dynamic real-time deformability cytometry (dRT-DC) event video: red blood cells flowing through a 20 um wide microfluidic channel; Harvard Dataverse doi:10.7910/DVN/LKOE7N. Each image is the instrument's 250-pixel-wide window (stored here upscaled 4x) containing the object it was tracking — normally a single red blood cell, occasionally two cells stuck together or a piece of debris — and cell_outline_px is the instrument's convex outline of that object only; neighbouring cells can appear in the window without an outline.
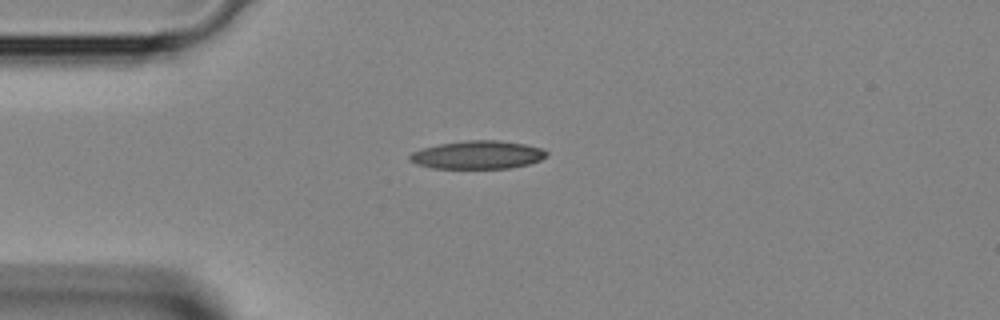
{"species": "Egyptian fruit bat (a non-hibernating species)", "species_latin": "Rousettus aegyptiacus", "temperature_condition": "room temperature", "stored_images_in_passage": 42, "camera_frame_rate_fps": 3000, "um_per_image_px": 0.085, "animal": {"sex": "female"}, "frame": {"image": 1, "passage_image": 10, "time_ms": 3.0, "image_size_px": [1000, 320], "cell_outline_px": [[548, 156], [540, 160], [528, 164], [508, 168], [432, 168], [416, 164], [408, 160], [408, 156], [412, 152], [424, 148], [440, 144], [468, 140], [500, 140], [524, 144], [540, 148], [548, 152]], "centroid_in_image_um": [40.59, 13.16], "position_along_channel_um": 44.4, "area_um2": 22.37}}
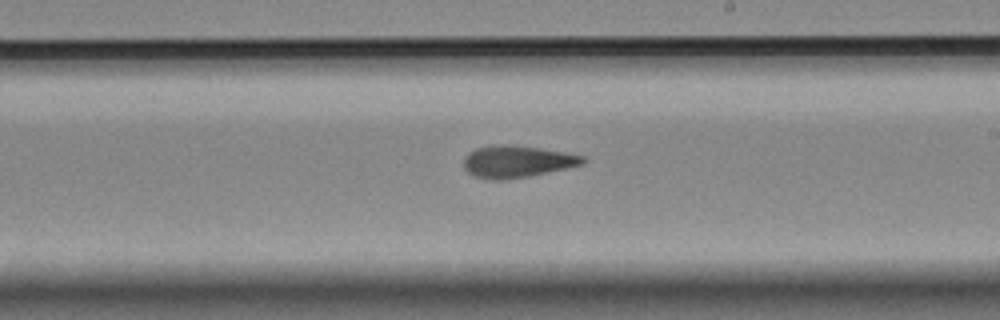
{"frame": {"image": 2, "passage_image": 24, "time_ms": 7.667, "image_size_px": [1000, 320], "cell_outline_px": [[588, 160], [584, 164], [528, 176], [500, 180], [492, 180], [476, 176], [468, 172], [464, 168], [464, 156], [468, 152], [476, 148], [492, 144], [508, 144], [540, 148], [564, 152], [584, 156]], "centroid_in_image_um": [43.93, 13.71], "position_along_channel_um": 245.1, "area_um2": 22.2}}
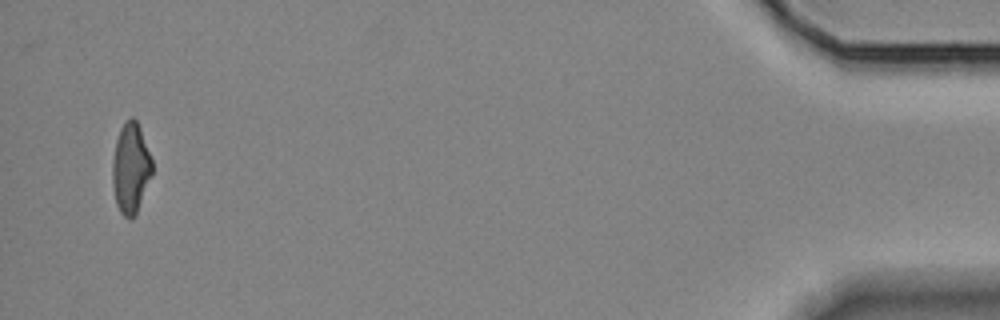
{"frame": {"image": 3, "passage_image": 41, "time_ms": 13.333, "image_size_px": [1000, 320], "cell_outline_px": [[152, 176], [136, 212], [128, 220], [120, 212], [116, 204], [112, 184], [112, 160], [116, 140], [120, 128], [124, 120], [132, 116], [136, 120], [140, 128], [152, 160]], "centroid_in_image_um": [11.09, 14.27], "position_along_channel_um": 424.1, "area_um2": 20.92}}